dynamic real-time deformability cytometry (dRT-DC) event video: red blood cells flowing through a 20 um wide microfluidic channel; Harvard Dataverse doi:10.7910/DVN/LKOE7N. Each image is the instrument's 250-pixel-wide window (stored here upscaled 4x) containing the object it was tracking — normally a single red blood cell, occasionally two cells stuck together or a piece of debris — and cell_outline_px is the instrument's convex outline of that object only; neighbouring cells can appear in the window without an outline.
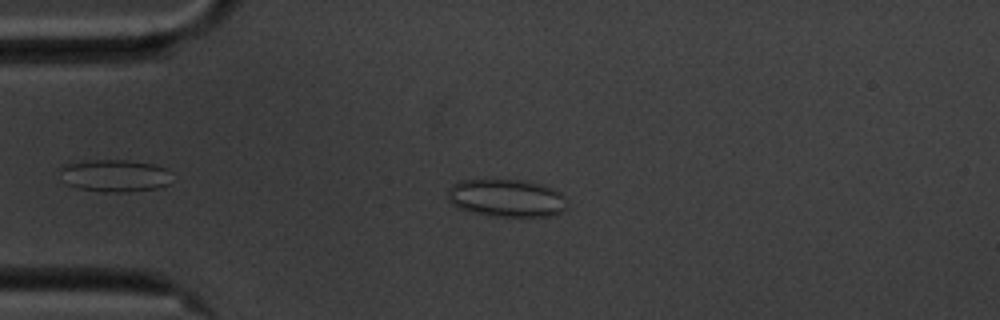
{"species": "common noctule bat (a hibernating species)", "species_latin": "Nyctalus noctula", "temperature_condition": "cold", "stored_images_in_passage": 41, "camera_frame_rate_fps": 3000, "um_per_image_px": 0.085, "animal": {"sex": "male", "body_mass_g": 20.1, "forearm_length_mm": 53.5}, "frame": {"image": 1, "passage_image": 6, "time_ms": 1.667, "image_size_px": [1000, 320], "cell_outline_px": [[568, 208], [560, 212], [548, 216], [496, 216], [472, 212], [456, 208], [448, 200], [448, 188], [452, 184], [460, 180], [516, 180], [544, 184], [560, 192], [564, 196]], "centroid_in_image_um": [43.04, 16.83], "position_along_channel_um": 42.0, "area_um2": 26.3}}
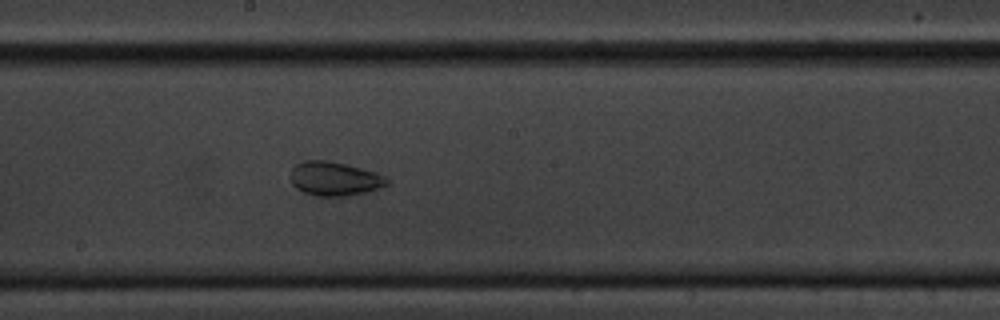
{"frame": {"image": 2, "passage_image": 23, "time_ms": 7.333, "image_size_px": [1000, 320], "cell_outline_px": [[388, 184], [380, 188], [368, 192], [348, 196], [316, 196], [304, 192], [296, 188], [292, 184], [292, 168], [296, 164], [304, 160], [324, 160], [344, 164], [376, 172], [384, 176], [388, 180]], "centroid_in_image_um": [28.45, 15.2], "position_along_channel_um": 219.8, "area_um2": 19.02}}
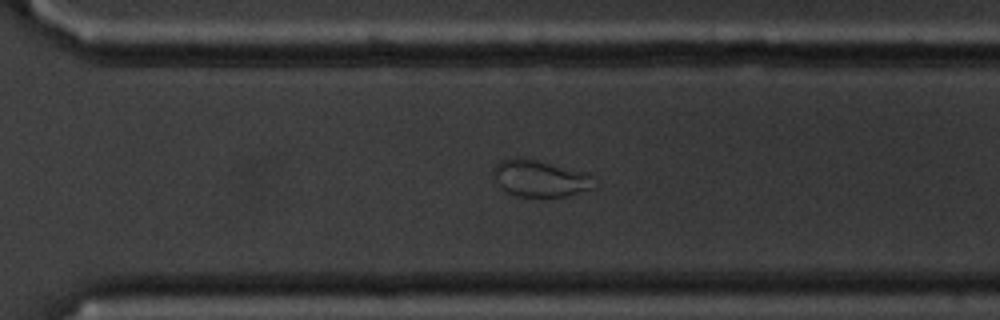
{"frame": {"image": 3, "passage_image": 32, "time_ms": 10.333, "image_size_px": [1000, 320], "cell_outline_px": [[600, 184], [596, 188], [568, 196], [544, 200], [516, 196], [508, 192], [496, 180], [492, 172], [496, 164], [500, 160], [512, 156], [516, 156], [588, 172]], "centroid_in_image_um": [45.99, 15.21], "position_along_channel_um": 324.6, "area_um2": 22.54}, "authors_computed_cell_mechanics": {"area_um2": 20.23, "velocity_mm_per_s": 3.5199, "shape_relaxation_time_tau1_ms": null, "shape_relaxation_time_tau2_ms": 1.2324, "deformation_change_tau1": null, "deformation_change_tau2": 0.058}}